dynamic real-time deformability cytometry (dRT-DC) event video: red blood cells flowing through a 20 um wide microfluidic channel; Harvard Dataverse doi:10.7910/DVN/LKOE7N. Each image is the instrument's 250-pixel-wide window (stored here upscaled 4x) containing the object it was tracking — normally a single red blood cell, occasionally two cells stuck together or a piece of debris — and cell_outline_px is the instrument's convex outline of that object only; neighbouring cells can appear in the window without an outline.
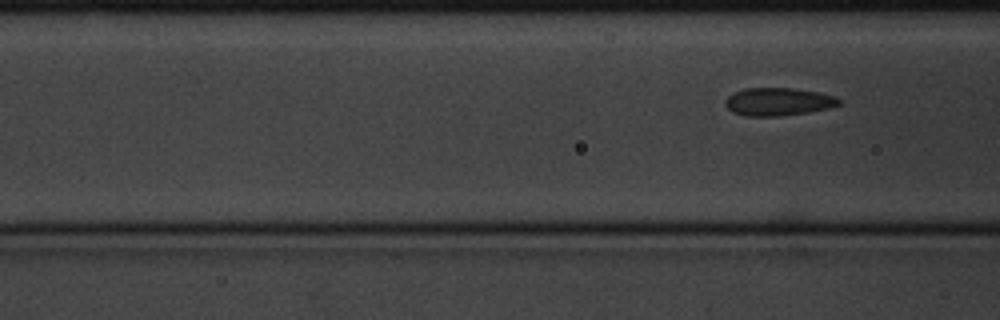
{"species": "common noctule bat (a hibernating species)", "species_latin": "Nyctalus noctula", "temperature_condition": "cold", "stored_images_in_passage": 4, "segment_of_instrument_passage": [2, 2], "camera_frame_rate_fps": 3000, "um_per_image_px": 0.085, "animal": {"sex": "male", "body_mass_g": 20.1, "forearm_length_mm": 53.5}, "frame": {"image": 1, "passage_image": 4, "time_ms": 1.0, "image_size_px": [1000, 320], "cell_outline_px": [[840, 104], [828, 108], [808, 112], [776, 116], [744, 116], [732, 112], [724, 104], [724, 100], [732, 92], [744, 88], [792, 88], [820, 92], [836, 96], [840, 100]], "centroid_in_image_um": [66.11, 8.63], "position_along_channel_um": 100.5, "area_um2": 18.61}}